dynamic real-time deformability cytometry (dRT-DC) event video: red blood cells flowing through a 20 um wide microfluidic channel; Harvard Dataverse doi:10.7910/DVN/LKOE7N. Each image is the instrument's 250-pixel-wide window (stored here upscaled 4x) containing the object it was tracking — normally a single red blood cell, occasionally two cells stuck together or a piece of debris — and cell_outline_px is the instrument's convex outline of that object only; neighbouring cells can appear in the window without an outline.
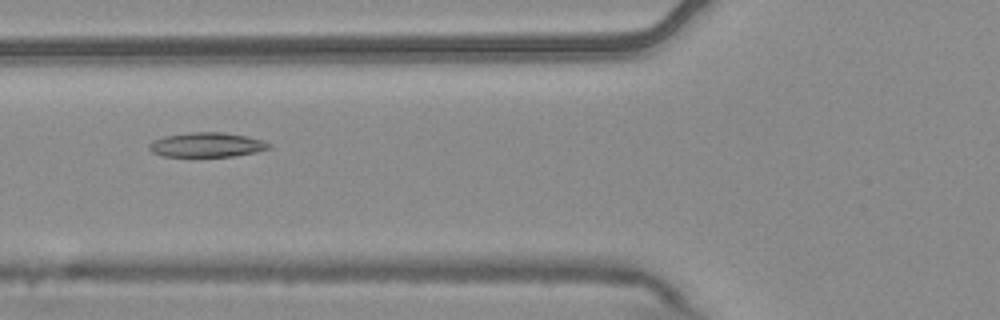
{"species": "common noctule bat (a hibernating species)", "species_latin": "Nyctalus noctula", "temperature_condition": "warm", "stored_images_in_passage": 3, "camera_frame_rate_fps": 3000, "um_per_image_px": 0.085, "animal": {"sex": "male", "body_mass_g": 20.4}, "frame": {"image": 1, "passage_image": 2, "time_ms": 0.333, "image_size_px": [1000, 320], "cell_outline_px": [[272, 148], [256, 152], [232, 156], [160, 156], [152, 152], [148, 148], [148, 144], [152, 140], [164, 136], [188, 132], [224, 132], [248, 136], [272, 144]], "centroid_in_image_um": [17.56, 12.3], "position_along_channel_um": 108.2, "area_um2": 17.28}}
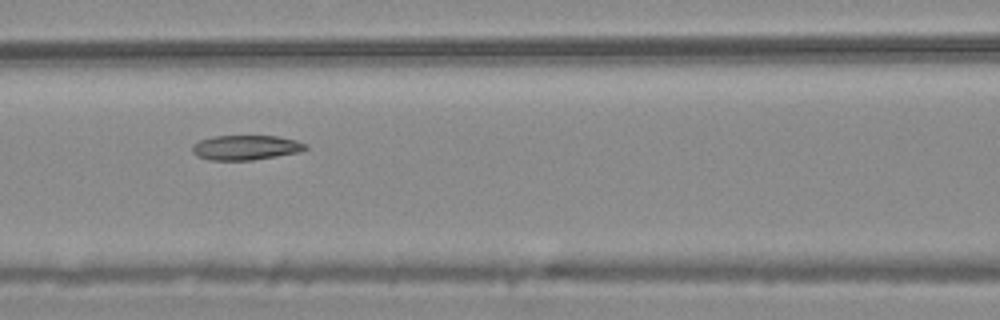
{"frame": {"image": 2, "passage_image": 3, "time_ms": 0.667, "image_size_px": [1000, 320], "cell_outline_px": [[308, 148], [300, 152], [252, 160], [208, 160], [196, 156], [192, 152], [192, 144], [200, 140], [216, 136], [276, 136], [296, 140], [308, 144]], "centroid_in_image_um": [20.89, 12.54], "position_along_channel_um": 145.7, "area_um2": 16.42}}